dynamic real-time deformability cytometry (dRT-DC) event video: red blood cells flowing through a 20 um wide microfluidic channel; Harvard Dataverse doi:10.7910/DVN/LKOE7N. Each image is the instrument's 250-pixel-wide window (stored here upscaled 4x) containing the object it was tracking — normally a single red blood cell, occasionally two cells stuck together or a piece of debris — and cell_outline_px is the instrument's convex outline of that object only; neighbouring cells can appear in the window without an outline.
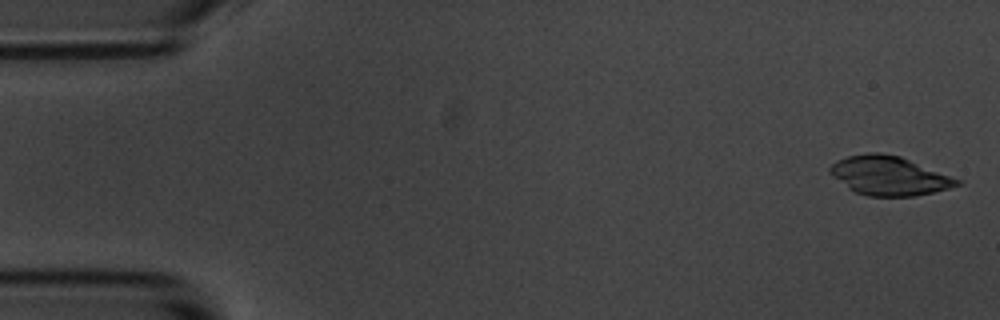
{"species": "common noctule bat (a hibernating species)", "species_latin": "Nyctalus noctula", "temperature_condition": "room temperature", "stored_images_in_passage": 5, "camera_frame_rate_fps": 3000, "um_per_image_px": 0.085, "animal": {"sex": "male", "body_mass_g": 20.1, "forearm_length_mm": 53.5}, "frame": {"image": 1, "passage_image": 1, "time_ms": 0.0, "image_size_px": [1000, 320], "cell_outline_px": [[964, 184], [916, 196], [868, 196], [856, 192], [848, 188], [832, 176], [828, 172], [828, 168], [836, 160], [848, 156], [868, 152], [880, 152], [900, 156], [964, 180]], "centroid_in_image_um": [75.6, 14.93], "position_along_channel_um": 9.4, "area_um2": 29.19}}
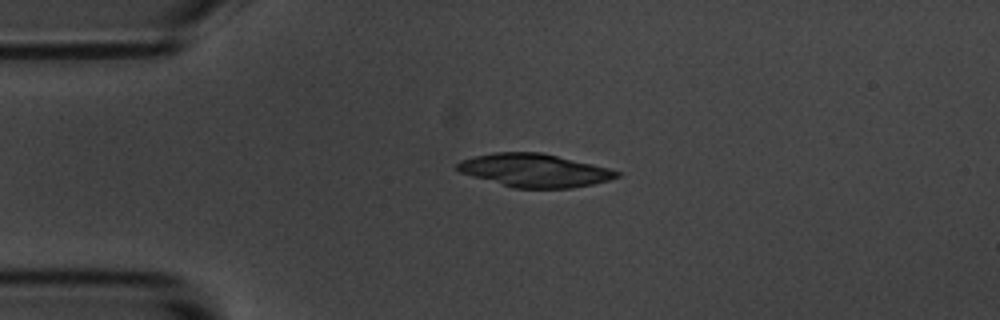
{"frame": {"image": 2, "passage_image": 4, "time_ms": 3.667, "image_size_px": [1000, 320], "cell_outline_px": [[620, 176], [608, 180], [592, 184], [572, 188], [516, 188], [472, 176], [460, 172], [456, 168], [456, 164], [460, 160], [492, 152], [540, 152], [592, 164], [608, 168], [620, 172]], "centroid_in_image_um": [45.41, 14.48], "position_along_channel_um": 39.6, "area_um2": 30.52}}